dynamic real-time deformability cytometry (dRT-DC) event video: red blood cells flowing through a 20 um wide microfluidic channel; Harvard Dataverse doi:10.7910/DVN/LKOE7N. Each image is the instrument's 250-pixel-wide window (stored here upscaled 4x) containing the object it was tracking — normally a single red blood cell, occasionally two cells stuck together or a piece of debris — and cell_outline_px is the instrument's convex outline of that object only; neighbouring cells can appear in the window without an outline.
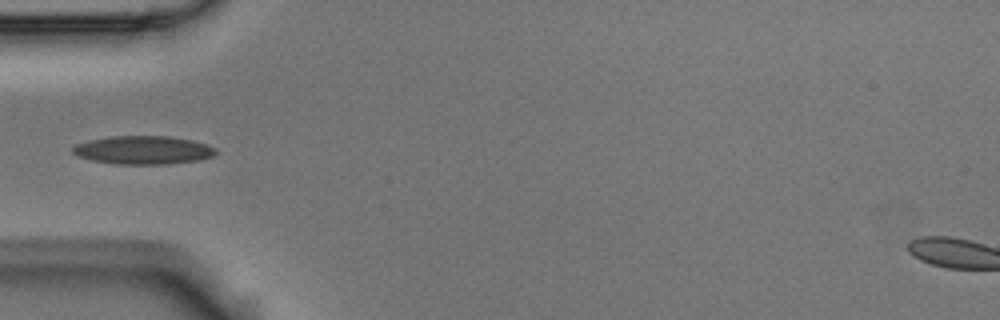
{"species": "Egyptian fruit bat (a non-hibernating species)", "species_latin": "Rousettus aegyptiacus", "temperature_condition": "room temperature", "stored_images_in_passage": 3, "camera_frame_rate_fps": 3000, "um_per_image_px": 0.085, "animal": {"sex": "male"}, "frame": {"image": 1, "passage_image": 3, "time_ms": 0.667, "image_size_px": [1000, 320], "cell_outline_px": [[216, 152], [212, 156], [200, 160], [168, 164], [116, 164], [92, 160], [80, 156], [72, 152], [72, 148], [76, 144], [88, 140], [112, 136], [168, 136], [192, 140], [216, 148]], "centroid_in_image_um": [12.17, 12.75], "position_along_channel_um": 72.8, "area_um2": 23.52}}